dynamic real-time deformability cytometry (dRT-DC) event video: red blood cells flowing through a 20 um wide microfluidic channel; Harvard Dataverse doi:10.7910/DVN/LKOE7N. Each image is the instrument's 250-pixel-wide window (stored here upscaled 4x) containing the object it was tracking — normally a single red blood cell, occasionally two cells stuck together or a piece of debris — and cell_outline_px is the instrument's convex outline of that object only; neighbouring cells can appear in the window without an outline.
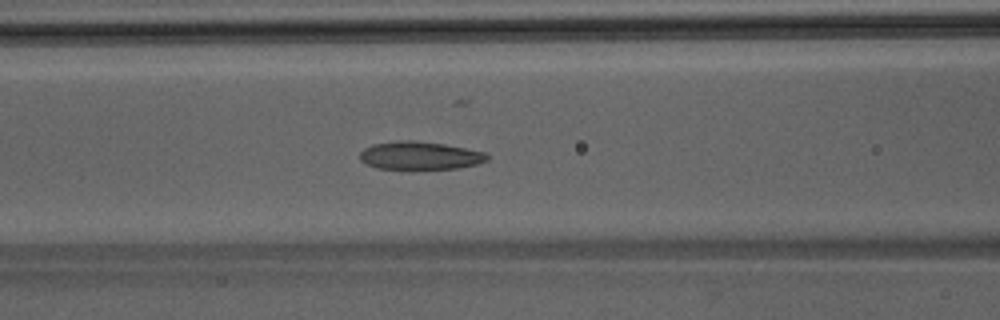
{"species": "Egyptian fruit bat (a non-hibernating species)", "species_latin": "Rousettus aegyptiacus", "temperature_condition": "room temperature", "stored_images_in_passage": 9, "camera_frame_rate_fps": 3000, "um_per_image_px": 0.085, "animal": {"sex": "male"}, "frame": {"image": 1, "passage_image": 6, "time_ms": 1.667, "image_size_px": [1000, 320], "cell_outline_px": [[488, 160], [480, 164], [460, 168], [408, 172], [376, 168], [360, 160], [360, 152], [364, 148], [372, 144], [396, 140], [412, 140], [444, 144], [484, 152], [488, 156]], "centroid_in_image_um": [35.67, 13.28], "position_along_channel_um": 130.9, "area_um2": 21.85}}
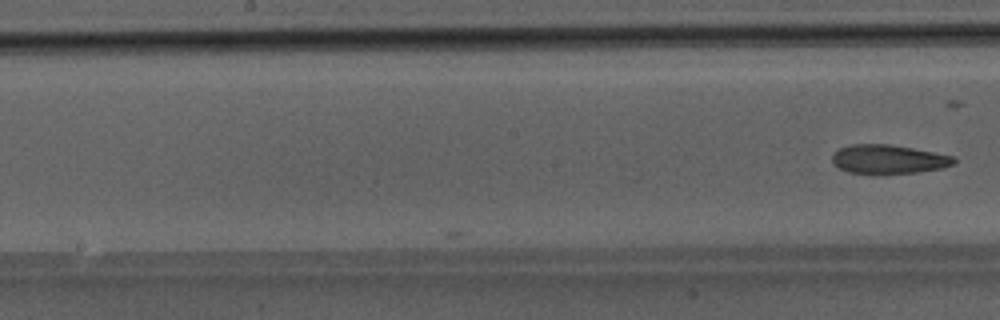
{"frame": {"image": 2, "passage_image": 9, "time_ms": 2.667, "image_size_px": [1000, 320], "cell_outline_px": [[956, 164], [944, 168], [920, 172], [876, 176], [872, 176], [848, 172], [832, 164], [832, 156], [840, 148], [852, 144], [888, 144], [912, 148], [956, 156]], "centroid_in_image_um": [75.55, 13.58], "position_along_channel_um": 172.7, "area_um2": 21.33}}